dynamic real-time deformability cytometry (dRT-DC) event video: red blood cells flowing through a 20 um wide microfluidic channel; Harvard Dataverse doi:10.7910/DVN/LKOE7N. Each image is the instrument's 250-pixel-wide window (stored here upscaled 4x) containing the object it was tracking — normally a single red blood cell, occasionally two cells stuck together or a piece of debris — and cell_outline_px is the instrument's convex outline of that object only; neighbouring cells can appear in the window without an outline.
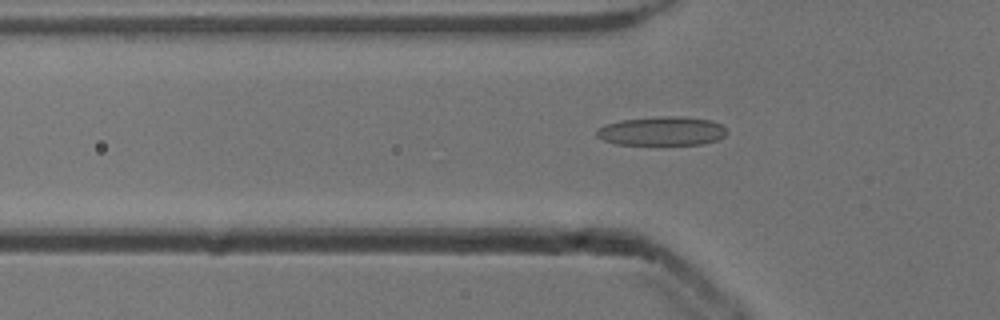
{"species": "common noctule bat (a hibernating species)", "species_latin": "Nyctalus noctula", "temperature_condition": "cold", "stored_images_in_passage": 49, "camera_frame_rate_fps": 3000, "um_per_image_px": 0.085, "animal": {"sex": "male", "body_mass_g": 13.3}, "frame": {"image": 1, "passage_image": 17, "time_ms": 5.333, "image_size_px": [1000, 320], "cell_outline_px": [[728, 132], [724, 136], [716, 140], [704, 144], [616, 144], [604, 140], [596, 136], [596, 132], [604, 124], [620, 120], [660, 116], [684, 116], [712, 120], [720, 124]], "centroid_in_image_um": [56.27, 11.13], "position_along_channel_um": 69.5, "area_um2": 21.96}}
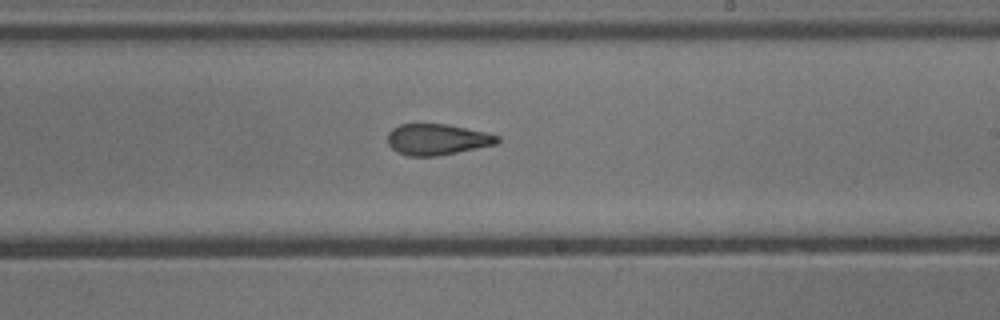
{"frame": {"image": 2, "passage_image": 31, "time_ms": 10.0, "image_size_px": [1000, 320], "cell_outline_px": [[500, 140], [496, 144], [436, 156], [408, 156], [396, 152], [388, 144], [388, 132], [392, 128], [400, 124], [448, 124], [488, 132], [500, 136]], "centroid_in_image_um": [37.16, 11.84], "position_along_channel_um": 251.8, "area_um2": 19.94}}
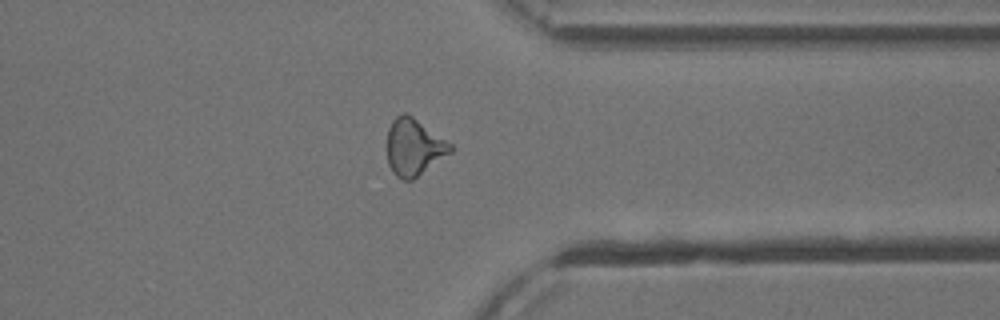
{"frame": {"image": 3, "passage_image": 41, "time_ms": 13.333, "image_size_px": [1000, 320], "cell_outline_px": [[452, 152], [412, 180], [404, 180], [396, 176], [392, 172], [388, 164], [388, 128], [392, 120], [400, 112], [404, 112], [412, 116], [452, 144]], "centroid_in_image_um": [35.17, 12.5], "position_along_channel_um": 376.2, "area_um2": 20.87}}